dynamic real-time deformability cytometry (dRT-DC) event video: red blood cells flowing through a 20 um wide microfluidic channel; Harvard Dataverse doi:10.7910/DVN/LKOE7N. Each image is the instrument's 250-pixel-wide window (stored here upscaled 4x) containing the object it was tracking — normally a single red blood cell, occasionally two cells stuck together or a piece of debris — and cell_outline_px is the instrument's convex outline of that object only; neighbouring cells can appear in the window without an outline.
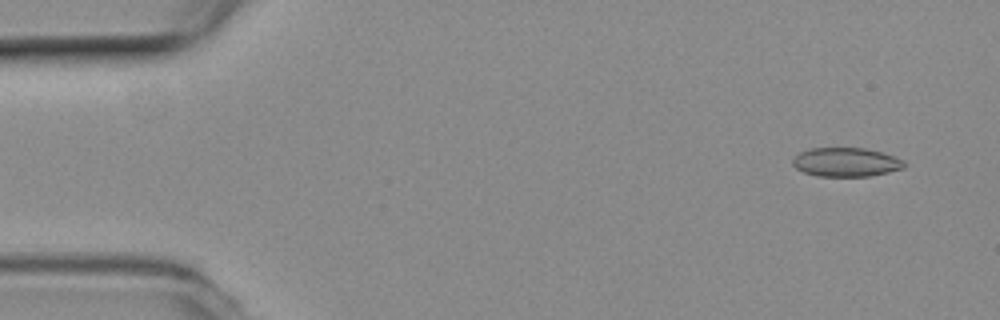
{"species": "common noctule bat (a hibernating species)", "species_latin": "Nyctalus noctula", "temperature_condition": "room temperature", "stored_images_in_passage": 54, "camera_frame_rate_fps": 3000, "um_per_image_px": 0.085, "animal": {"sex": "female", "body_mass_g": 19.3, "forearm_length_mm": 54.1}, "frame": {"image": 1, "passage_image": 3, "time_ms": 0.667, "image_size_px": [1000, 320], "cell_outline_px": [[908, 164], [904, 168], [888, 172], [868, 176], [816, 176], [804, 172], [796, 168], [792, 164], [792, 160], [800, 152], [812, 148], [864, 148], [880, 152], [904, 160]], "centroid_in_image_um": [71.92, 13.79], "position_along_channel_um": 13.1, "area_um2": 18.73}}
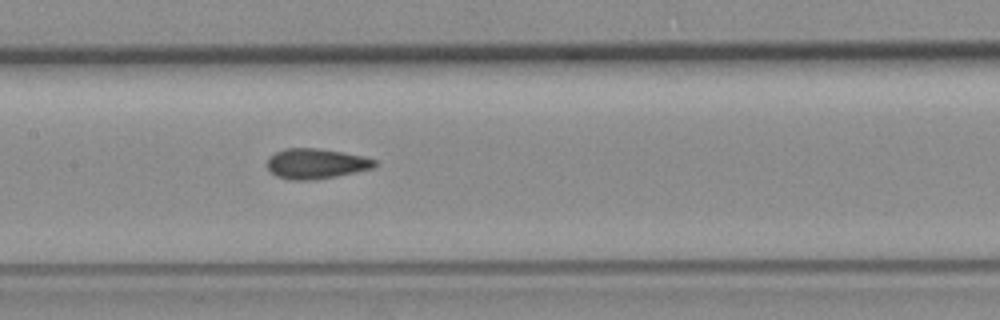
{"frame": {"image": 2, "passage_image": 25, "time_ms": 8.0, "image_size_px": [1000, 320], "cell_outline_px": [[376, 164], [372, 168], [336, 176], [316, 180], [292, 180], [276, 176], [268, 168], [268, 156], [284, 148], [316, 148], [364, 156], [376, 160]], "centroid_in_image_um": [26.83, 13.91], "position_along_channel_um": 180.6, "area_um2": 18.79}}
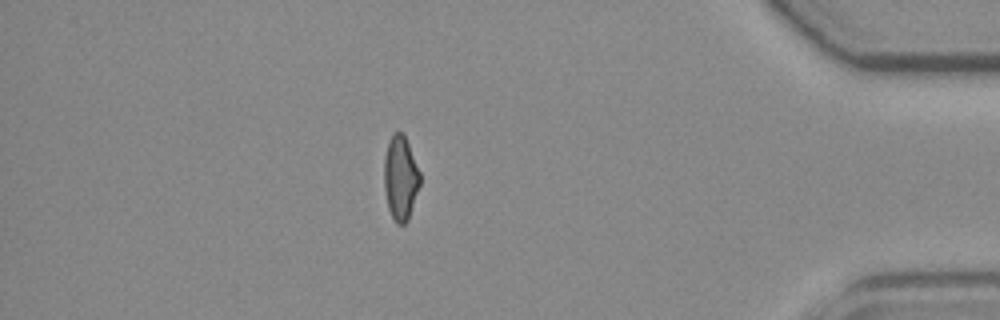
{"frame": {"image": 3, "passage_image": 46, "time_ms": 15.0, "image_size_px": [1000, 320], "cell_outline_px": [[420, 184], [408, 220], [404, 224], [396, 224], [388, 208], [384, 188], [384, 156], [388, 140], [392, 132], [404, 132], [420, 172]], "centroid_in_image_um": [34.03, 15.08], "position_along_channel_um": 401.2, "area_um2": 17.86}, "authors_computed_cell_mechanics": {"area_um2": 18.6983, "velocity_mm_per_s": 3.8027, "shape_relaxation_time_tau1_ms": null, "shape_relaxation_time_tau2_ms": 1.7965, "deformation_change_tau1": null, "deformation_change_tau2": 0.0521}}